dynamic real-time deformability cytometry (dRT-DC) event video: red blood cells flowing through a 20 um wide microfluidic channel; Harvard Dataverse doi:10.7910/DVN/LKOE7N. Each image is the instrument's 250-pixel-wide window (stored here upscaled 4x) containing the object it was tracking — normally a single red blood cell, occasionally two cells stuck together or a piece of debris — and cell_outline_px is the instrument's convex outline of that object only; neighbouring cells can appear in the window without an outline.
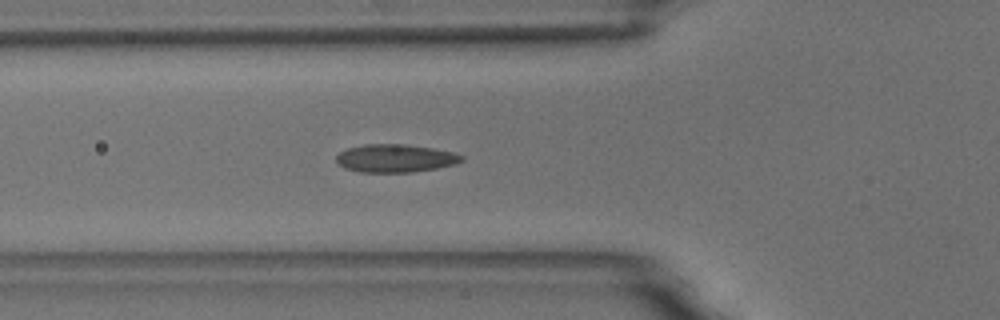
{"species": "common noctule bat (a hibernating species)", "species_latin": "Nyctalus noctula", "temperature_condition": "room temperature", "stored_images_in_passage": 32, "camera_frame_rate_fps": 3000, "um_per_image_px": 0.085, "animal": {"sex": "male", "body_mass_g": 18.8}, "frame": {"image": 1, "passage_image": 3, "time_ms": 0.667, "image_size_px": [1000, 320], "cell_outline_px": [[464, 160], [456, 164], [436, 168], [412, 172], [360, 172], [344, 168], [336, 164], [336, 156], [340, 152], [348, 148], [364, 144], [404, 144], [432, 148], [452, 152], [464, 156]], "centroid_in_image_um": [33.58, 13.45], "position_along_channel_um": 92.2, "area_um2": 20.52}}
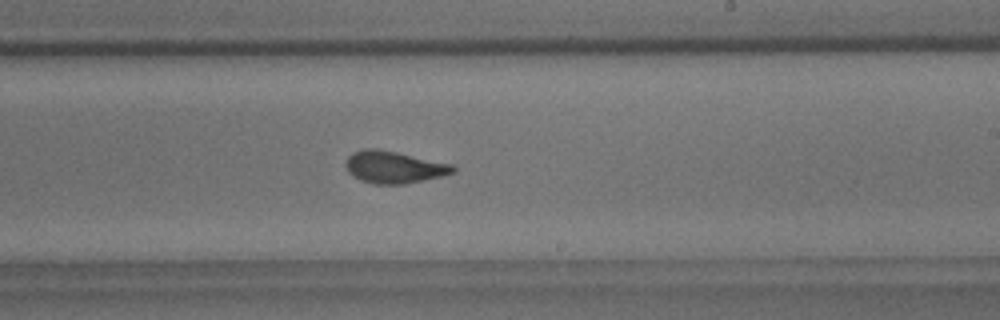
{"frame": {"image": 2, "passage_image": 17, "time_ms": 5.333, "image_size_px": [1000, 320], "cell_outline_px": [[456, 172], [440, 176], [404, 184], [372, 184], [360, 180], [348, 172], [344, 164], [348, 156], [352, 152], [364, 148], [376, 148], [396, 152], [452, 164], [456, 168]], "centroid_in_image_um": [33.44, 14.2], "position_along_channel_um": 255.6, "area_um2": 20.06}}
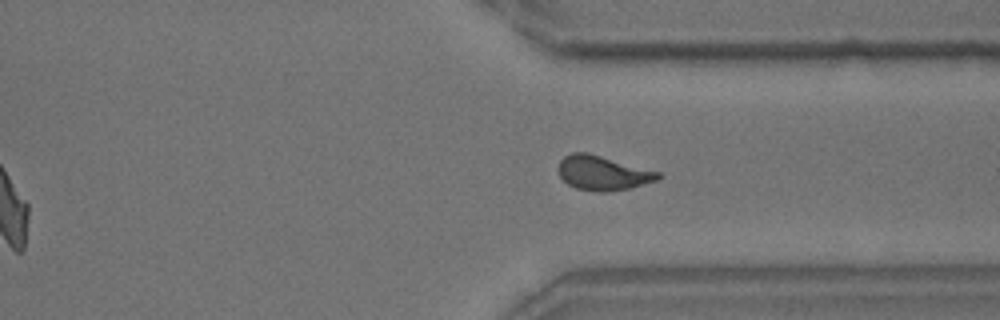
{"frame": {"image": 3, "passage_image": 26, "time_ms": 8.333, "image_size_px": [1000, 320], "cell_outline_px": [[664, 176], [660, 180], [628, 188], [604, 192], [600, 192], [576, 188], [568, 184], [560, 176], [556, 168], [560, 160], [564, 156], [572, 152], [588, 152], [660, 172]], "centroid_in_image_um": [51.24, 14.69], "position_along_channel_um": 360.2, "area_um2": 20.17}, "authors_computed_cell_mechanics": {"area_um2": 19.652, "velocity_mm_per_s": 3.4904, "shape_relaxation_time_tau1_ms": 8.0144, "shape_relaxation_time_tau2_ms": 1.2808, "deformation_change_tau1": 0.1734, "deformation_change_tau2": 0.0748}}